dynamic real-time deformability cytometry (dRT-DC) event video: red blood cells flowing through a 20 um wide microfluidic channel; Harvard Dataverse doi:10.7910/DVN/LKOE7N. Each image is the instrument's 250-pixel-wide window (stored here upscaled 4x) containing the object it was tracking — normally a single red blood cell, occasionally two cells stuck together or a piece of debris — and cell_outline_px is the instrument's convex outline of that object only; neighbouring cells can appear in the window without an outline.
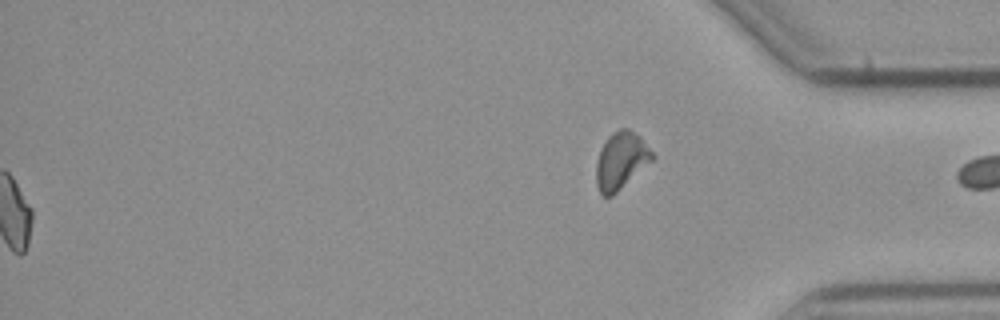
{"species": "common noctule bat (a hibernating species)", "species_latin": "Nyctalus noctula", "temperature_condition": "cold", "stored_images_in_passage": 55, "segment_of_instrument_passage": [2, 2], "camera_frame_rate_fps": 3000, "um_per_image_px": 0.085, "animal": {"sex": "male", "body_mass_g": 23.1, "forearm_length_mm": 52.7}, "frame": {"image": 1, "passage_image": 55, "time_ms": 18.0, "image_size_px": [1000, 320], "cell_outline_px": [[656, 156], [652, 160], [612, 196], [604, 196], [600, 192], [596, 184], [596, 164], [600, 148], [608, 136], [612, 132], [620, 128], [628, 128], [640, 136]], "centroid_in_image_um": [52.77, 13.62], "position_along_channel_um": 382.4, "area_um2": 18.55}}